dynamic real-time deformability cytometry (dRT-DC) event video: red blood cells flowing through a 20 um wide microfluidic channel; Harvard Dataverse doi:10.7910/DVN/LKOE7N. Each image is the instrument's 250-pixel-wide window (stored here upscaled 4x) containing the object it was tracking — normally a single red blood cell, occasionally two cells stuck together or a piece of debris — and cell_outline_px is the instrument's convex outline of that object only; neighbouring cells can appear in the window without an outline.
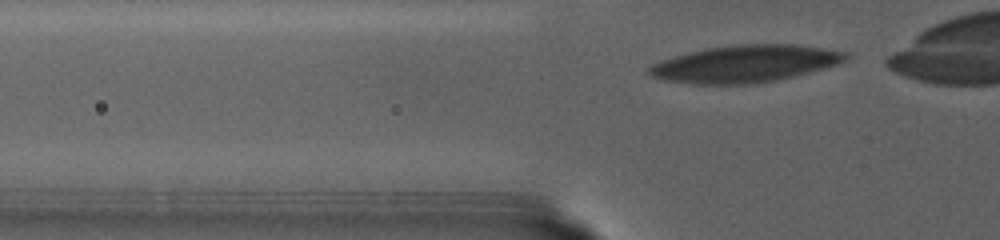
{"species": "human", "species_latin": "Homo sapiens", "temperature_condition": "warm", "stored_images_in_passage": 51, "camera_frame_rate_fps": 3000, "um_per_image_px": 0.085, "donor": {"sex": "female"}, "frame": {"image": 1, "passage_image": 2, "time_ms": 0.333, "image_size_px": [1000, 240], "cell_outline_px": [[852, 56], [848, 60], [836, 64], [808, 72], [776, 80], [756, 84], [692, 84], [664, 80], [652, 76], [648, 72], [648, 68], [652, 64], [660, 60], [672, 56], [704, 48], [736, 44], [796, 44], [824, 48], [848, 52]], "centroid_in_image_um": [63.32, 5.41], "position_along_channel_um": 62.5, "area_um2": 42.77}}
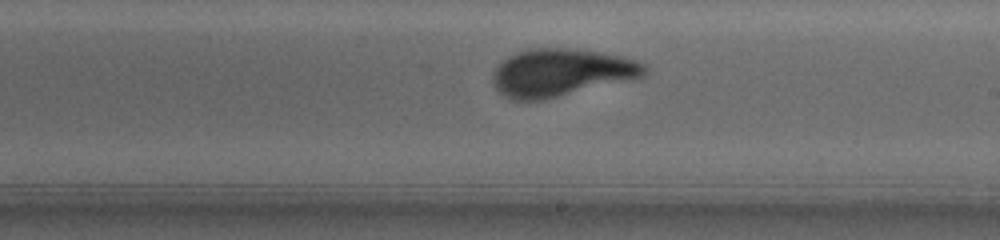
{"frame": {"image": 2, "passage_image": 29, "time_ms": 9.333, "image_size_px": [1000, 240], "cell_outline_px": [[648, 72], [644, 76], [632, 80], [540, 100], [512, 100], [504, 96], [496, 88], [492, 80], [492, 76], [496, 68], [508, 56], [516, 52], [528, 48], [568, 48], [600, 52], [624, 56], [636, 60], [644, 64], [648, 68]], "centroid_in_image_um": [47.73, 6.16], "position_along_channel_um": 241.3, "area_um2": 42.14}}
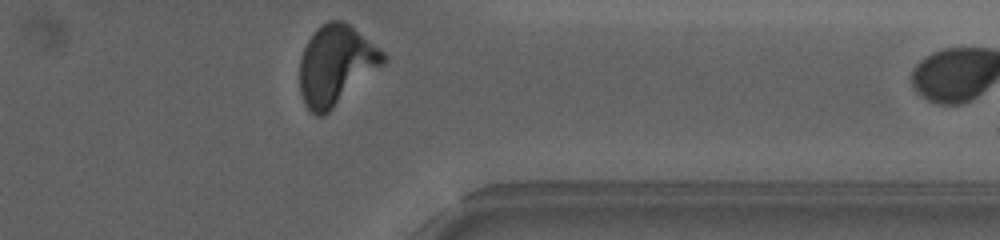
{"frame": {"image": 3, "passage_image": 50, "time_ms": 16.333, "image_size_px": [1000, 240], "cell_outline_px": [[388, 60], [384, 64], [324, 116], [316, 116], [304, 104], [300, 92], [300, 56], [308, 40], [316, 28], [328, 20], [340, 20], [348, 24], [384, 52], [388, 56]], "centroid_in_image_um": [28.54, 5.54], "position_along_channel_um": 382.9, "area_um2": 38.61}}